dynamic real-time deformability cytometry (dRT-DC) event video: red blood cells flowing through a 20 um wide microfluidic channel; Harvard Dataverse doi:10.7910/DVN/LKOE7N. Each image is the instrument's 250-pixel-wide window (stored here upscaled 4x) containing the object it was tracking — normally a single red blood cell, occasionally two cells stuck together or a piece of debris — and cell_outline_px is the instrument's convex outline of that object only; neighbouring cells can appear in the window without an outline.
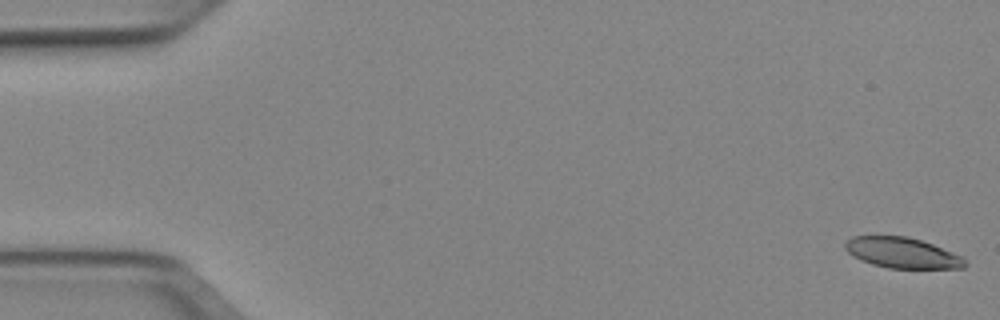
{"species": "Egyptian fruit bat (a non-hibernating species)", "species_latin": "Rousettus aegyptiacus", "temperature_condition": "cold", "stored_images_in_passage": 52, "camera_frame_rate_fps": 3000, "um_per_image_px": 0.085, "animal": {"sex": "female"}, "frame": {"image": 1, "passage_image": 1, "time_ms": 0.0, "image_size_px": [1000, 320], "cell_outline_px": [[968, 264], [964, 268], [888, 268], [872, 264], [860, 260], [852, 256], [844, 248], [844, 244], [852, 236], [908, 236], [932, 244], [964, 256]], "centroid_in_image_um": [76.71, 21.49], "position_along_channel_um": 8.3, "area_um2": 21.5}}
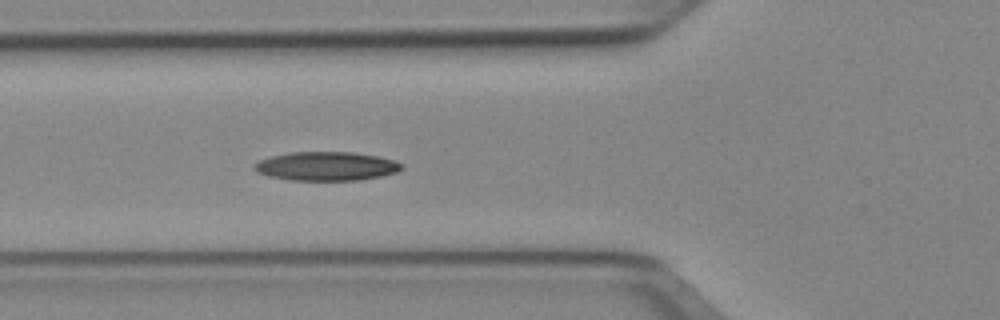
{"frame": {"image": 2, "passage_image": 19, "time_ms": 6.0, "image_size_px": [1000, 320], "cell_outline_px": [[404, 168], [396, 172], [380, 176], [360, 180], [288, 180], [268, 176], [256, 172], [252, 168], [252, 164], [260, 160], [272, 156], [292, 152], [352, 152], [376, 156], [392, 160], [404, 164]], "centroid_in_image_um": [27.7, 14.13], "position_along_channel_um": 98.1, "area_um2": 24.8}}
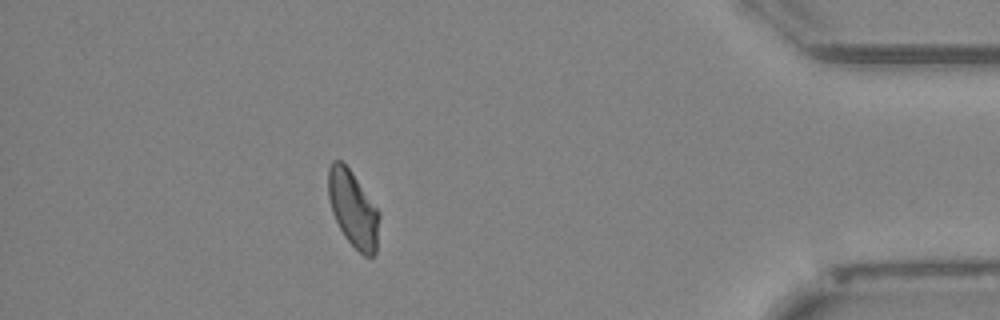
{"frame": {"image": 3, "passage_image": 46, "time_ms": 15.0, "image_size_px": [1000, 320], "cell_outline_px": [[380, 216], [376, 252], [372, 256], [364, 256], [344, 236], [332, 212], [328, 196], [328, 168], [332, 160], [340, 160], [348, 168], [380, 212]], "centroid_in_image_um": [30.01, 17.76], "position_along_channel_um": 405.2, "area_um2": 22.37}, "authors_computed_cell_mechanics": {"area_um2": 23.6402, "velocity_mm_per_s": 3.9208, "shape_relaxation_time_tau1_ms": 7.5441, "shape_relaxation_time_tau2_ms": 5.4334, "deformation_change_tau1": 0.1714, "deformation_change_tau2": 0.1212}}